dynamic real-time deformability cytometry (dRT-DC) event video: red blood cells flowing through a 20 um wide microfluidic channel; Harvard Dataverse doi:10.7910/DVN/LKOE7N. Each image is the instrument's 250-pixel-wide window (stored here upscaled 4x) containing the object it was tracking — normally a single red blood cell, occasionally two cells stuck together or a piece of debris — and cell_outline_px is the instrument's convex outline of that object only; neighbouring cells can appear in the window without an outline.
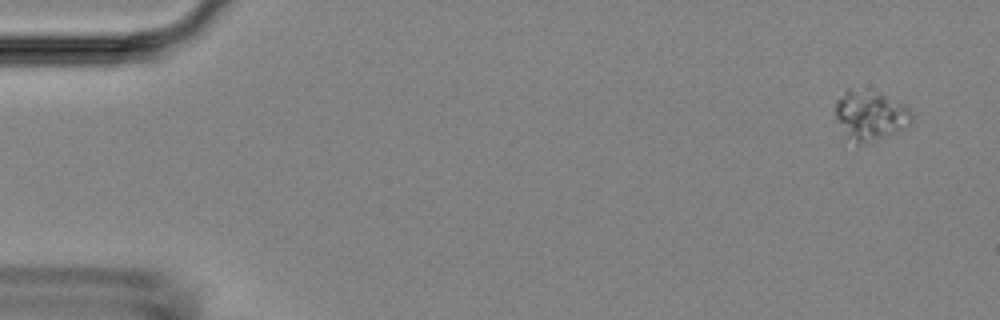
{"species": "Egyptian fruit bat (a non-hibernating species)", "species_latin": "Rousettus aegyptiacus", "temperature_condition": "room temperature", "stored_images_in_passage": 6, "camera_frame_rate_fps": 3000, "um_per_image_px": 0.085, "animal": {"sex": "female"}, "frame": {"image": 1, "passage_image": 1, "time_ms": 0.0, "image_size_px": [1000, 320], "cell_outline_px": [[912, 124], [908, 128], [900, 132], [856, 148], [844, 140], [836, 120], [836, 100], [844, 88], [848, 88], [884, 96], [904, 104], [912, 108]], "centroid_in_image_um": [73.94, 9.93], "position_along_channel_um": 11.1, "area_um2": 23.18}}
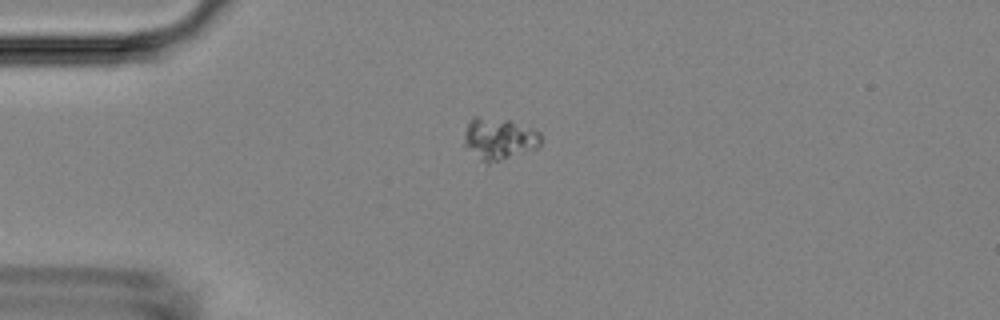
{"frame": {"image": 2, "passage_image": 4, "time_ms": 3.333, "image_size_px": [1000, 320], "cell_outline_px": [[540, 144], [536, 148], [488, 164], [480, 160], [464, 148], [464, 132], [468, 120], [472, 116], [476, 116], [512, 120], [532, 128], [540, 132]], "centroid_in_image_um": [42.36, 11.77], "position_along_channel_um": 42.6, "area_um2": 18.96}}